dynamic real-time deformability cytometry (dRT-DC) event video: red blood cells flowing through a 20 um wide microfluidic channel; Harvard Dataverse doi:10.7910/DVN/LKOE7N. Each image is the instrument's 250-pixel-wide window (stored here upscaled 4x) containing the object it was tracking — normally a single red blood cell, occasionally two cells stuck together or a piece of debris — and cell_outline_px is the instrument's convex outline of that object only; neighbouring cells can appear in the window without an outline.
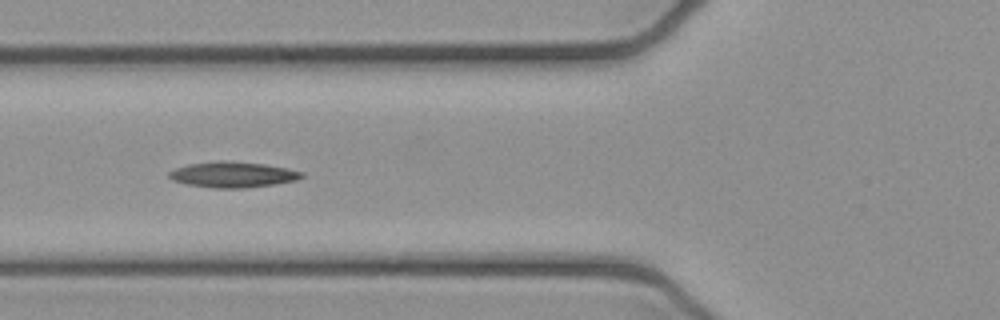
{"species": "common noctule bat (a hibernating species)", "species_latin": "Nyctalus noctula", "temperature_condition": "cold", "stored_images_in_passage": 8, "camera_frame_rate_fps": 3000, "um_per_image_px": 0.085, "animal": {"sex": "female", "body_mass_g": 21.9}, "frame": {"image": 1, "passage_image": 7, "time_ms": 2.0, "image_size_px": [1000, 320], "cell_outline_px": [[304, 176], [296, 180], [276, 184], [244, 188], [212, 188], [184, 184], [172, 180], [168, 176], [168, 172], [176, 168], [188, 164], [220, 160], [224, 160], [264, 164], [288, 168], [304, 172]], "centroid_in_image_um": [19.78, 14.84], "position_along_channel_um": 106.0, "area_um2": 20.06}}
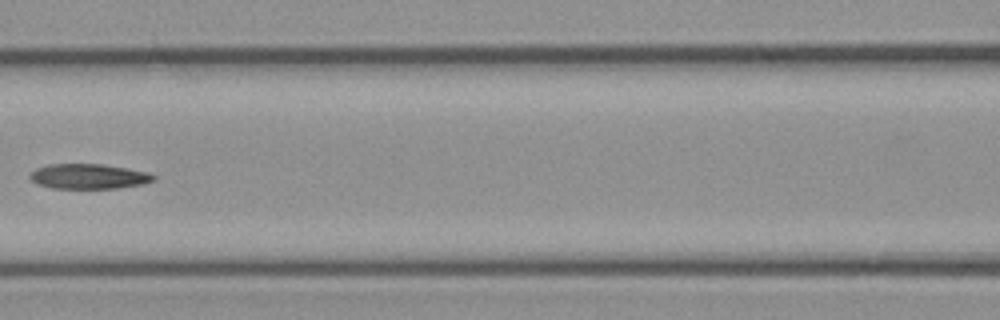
{"frame": {"image": 2, "passage_image": 8, "time_ms": 2.333, "image_size_px": [1000, 320], "cell_outline_px": [[156, 180], [144, 184], [116, 188], [52, 188], [36, 184], [28, 176], [36, 168], [48, 164], [104, 164], [128, 168], [148, 172], [156, 176]], "centroid_in_image_um": [7.56, 14.99], "position_along_channel_um": 159.0, "area_um2": 18.15}}